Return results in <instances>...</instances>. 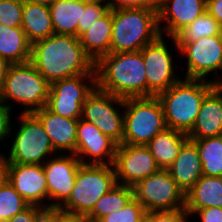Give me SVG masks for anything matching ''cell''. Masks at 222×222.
<instances>
[{
    "instance_id": "1",
    "label": "cell",
    "mask_w": 222,
    "mask_h": 222,
    "mask_svg": "<svg viewBox=\"0 0 222 222\" xmlns=\"http://www.w3.org/2000/svg\"><path fill=\"white\" fill-rule=\"evenodd\" d=\"M30 62L50 83L82 74H96L79 37L53 34L32 44Z\"/></svg>"
},
{
    "instance_id": "2",
    "label": "cell",
    "mask_w": 222,
    "mask_h": 222,
    "mask_svg": "<svg viewBox=\"0 0 222 222\" xmlns=\"http://www.w3.org/2000/svg\"><path fill=\"white\" fill-rule=\"evenodd\" d=\"M100 90L121 98L146 97V68L141 51L109 53L95 63Z\"/></svg>"
},
{
    "instance_id": "3",
    "label": "cell",
    "mask_w": 222,
    "mask_h": 222,
    "mask_svg": "<svg viewBox=\"0 0 222 222\" xmlns=\"http://www.w3.org/2000/svg\"><path fill=\"white\" fill-rule=\"evenodd\" d=\"M216 84L212 80L180 79L156 97L160 100L167 128L188 134L198 116L205 95Z\"/></svg>"
},
{
    "instance_id": "4",
    "label": "cell",
    "mask_w": 222,
    "mask_h": 222,
    "mask_svg": "<svg viewBox=\"0 0 222 222\" xmlns=\"http://www.w3.org/2000/svg\"><path fill=\"white\" fill-rule=\"evenodd\" d=\"M160 35L156 7L112 10L110 53L141 51Z\"/></svg>"
},
{
    "instance_id": "5",
    "label": "cell",
    "mask_w": 222,
    "mask_h": 222,
    "mask_svg": "<svg viewBox=\"0 0 222 222\" xmlns=\"http://www.w3.org/2000/svg\"><path fill=\"white\" fill-rule=\"evenodd\" d=\"M49 92L50 83L30 61L10 64L0 88V101L6 104L13 100L25 107L20 113L31 114L46 106Z\"/></svg>"
},
{
    "instance_id": "6",
    "label": "cell",
    "mask_w": 222,
    "mask_h": 222,
    "mask_svg": "<svg viewBox=\"0 0 222 222\" xmlns=\"http://www.w3.org/2000/svg\"><path fill=\"white\" fill-rule=\"evenodd\" d=\"M116 183L113 165L81 164L72 192L58 210L68 216L85 217Z\"/></svg>"
},
{
    "instance_id": "7",
    "label": "cell",
    "mask_w": 222,
    "mask_h": 222,
    "mask_svg": "<svg viewBox=\"0 0 222 222\" xmlns=\"http://www.w3.org/2000/svg\"><path fill=\"white\" fill-rule=\"evenodd\" d=\"M124 133L121 144L146 145L165 131L164 111L156 97L124 99Z\"/></svg>"
},
{
    "instance_id": "8",
    "label": "cell",
    "mask_w": 222,
    "mask_h": 222,
    "mask_svg": "<svg viewBox=\"0 0 222 222\" xmlns=\"http://www.w3.org/2000/svg\"><path fill=\"white\" fill-rule=\"evenodd\" d=\"M19 128L12 138L7 163L38 164L57 154L40 120L33 114L19 113ZM48 157V158H47Z\"/></svg>"
},
{
    "instance_id": "9",
    "label": "cell",
    "mask_w": 222,
    "mask_h": 222,
    "mask_svg": "<svg viewBox=\"0 0 222 222\" xmlns=\"http://www.w3.org/2000/svg\"><path fill=\"white\" fill-rule=\"evenodd\" d=\"M133 196L146 212L185 210V192L167 169L139 181L133 186Z\"/></svg>"
},
{
    "instance_id": "10",
    "label": "cell",
    "mask_w": 222,
    "mask_h": 222,
    "mask_svg": "<svg viewBox=\"0 0 222 222\" xmlns=\"http://www.w3.org/2000/svg\"><path fill=\"white\" fill-rule=\"evenodd\" d=\"M96 87V74H82L55 81L50 84L46 107L62 117L79 120L83 104Z\"/></svg>"
},
{
    "instance_id": "11",
    "label": "cell",
    "mask_w": 222,
    "mask_h": 222,
    "mask_svg": "<svg viewBox=\"0 0 222 222\" xmlns=\"http://www.w3.org/2000/svg\"><path fill=\"white\" fill-rule=\"evenodd\" d=\"M120 108H124V98L96 87L83 104L81 118L94 124L119 145L124 133V111L120 110V113Z\"/></svg>"
},
{
    "instance_id": "12",
    "label": "cell",
    "mask_w": 222,
    "mask_h": 222,
    "mask_svg": "<svg viewBox=\"0 0 222 222\" xmlns=\"http://www.w3.org/2000/svg\"><path fill=\"white\" fill-rule=\"evenodd\" d=\"M171 40L181 56L187 58L185 78L207 80L210 73L219 76L222 70V35L200 38L193 42ZM220 70V71H218Z\"/></svg>"
},
{
    "instance_id": "13",
    "label": "cell",
    "mask_w": 222,
    "mask_h": 222,
    "mask_svg": "<svg viewBox=\"0 0 222 222\" xmlns=\"http://www.w3.org/2000/svg\"><path fill=\"white\" fill-rule=\"evenodd\" d=\"M146 68V97L168 90L180 78L174 71L173 54L160 35L141 50Z\"/></svg>"
},
{
    "instance_id": "14",
    "label": "cell",
    "mask_w": 222,
    "mask_h": 222,
    "mask_svg": "<svg viewBox=\"0 0 222 222\" xmlns=\"http://www.w3.org/2000/svg\"><path fill=\"white\" fill-rule=\"evenodd\" d=\"M113 166L116 182L130 187L160 169L146 145L119 144Z\"/></svg>"
},
{
    "instance_id": "15",
    "label": "cell",
    "mask_w": 222,
    "mask_h": 222,
    "mask_svg": "<svg viewBox=\"0 0 222 222\" xmlns=\"http://www.w3.org/2000/svg\"><path fill=\"white\" fill-rule=\"evenodd\" d=\"M118 144L82 118L76 130L75 156L83 165H113ZM90 157V159H84Z\"/></svg>"
},
{
    "instance_id": "16",
    "label": "cell",
    "mask_w": 222,
    "mask_h": 222,
    "mask_svg": "<svg viewBox=\"0 0 222 222\" xmlns=\"http://www.w3.org/2000/svg\"><path fill=\"white\" fill-rule=\"evenodd\" d=\"M50 157L43 164L46 175L48 199L55 201L49 204V209H58L70 196L80 160L75 154H62Z\"/></svg>"
},
{
    "instance_id": "17",
    "label": "cell",
    "mask_w": 222,
    "mask_h": 222,
    "mask_svg": "<svg viewBox=\"0 0 222 222\" xmlns=\"http://www.w3.org/2000/svg\"><path fill=\"white\" fill-rule=\"evenodd\" d=\"M7 180L29 205H36L45 210L49 204L48 188L43 165L7 163Z\"/></svg>"
},
{
    "instance_id": "18",
    "label": "cell",
    "mask_w": 222,
    "mask_h": 222,
    "mask_svg": "<svg viewBox=\"0 0 222 222\" xmlns=\"http://www.w3.org/2000/svg\"><path fill=\"white\" fill-rule=\"evenodd\" d=\"M205 11L206 0H159L157 16L160 34L174 37Z\"/></svg>"
},
{
    "instance_id": "19",
    "label": "cell",
    "mask_w": 222,
    "mask_h": 222,
    "mask_svg": "<svg viewBox=\"0 0 222 222\" xmlns=\"http://www.w3.org/2000/svg\"><path fill=\"white\" fill-rule=\"evenodd\" d=\"M42 123L57 153L75 154L78 120L62 117L46 106L33 113Z\"/></svg>"
},
{
    "instance_id": "20",
    "label": "cell",
    "mask_w": 222,
    "mask_h": 222,
    "mask_svg": "<svg viewBox=\"0 0 222 222\" xmlns=\"http://www.w3.org/2000/svg\"><path fill=\"white\" fill-rule=\"evenodd\" d=\"M189 139L222 135V88L216 84L204 97Z\"/></svg>"
},
{
    "instance_id": "21",
    "label": "cell",
    "mask_w": 222,
    "mask_h": 222,
    "mask_svg": "<svg viewBox=\"0 0 222 222\" xmlns=\"http://www.w3.org/2000/svg\"><path fill=\"white\" fill-rule=\"evenodd\" d=\"M169 174L186 193L202 177V163L196 144L188 139L175 161L167 168Z\"/></svg>"
},
{
    "instance_id": "22",
    "label": "cell",
    "mask_w": 222,
    "mask_h": 222,
    "mask_svg": "<svg viewBox=\"0 0 222 222\" xmlns=\"http://www.w3.org/2000/svg\"><path fill=\"white\" fill-rule=\"evenodd\" d=\"M222 208V177L202 175L195 185L185 193V212L192 217L199 209Z\"/></svg>"
},
{
    "instance_id": "23",
    "label": "cell",
    "mask_w": 222,
    "mask_h": 222,
    "mask_svg": "<svg viewBox=\"0 0 222 222\" xmlns=\"http://www.w3.org/2000/svg\"><path fill=\"white\" fill-rule=\"evenodd\" d=\"M111 38L112 10H109L79 36V41L86 54L96 63L110 53Z\"/></svg>"
},
{
    "instance_id": "24",
    "label": "cell",
    "mask_w": 222,
    "mask_h": 222,
    "mask_svg": "<svg viewBox=\"0 0 222 222\" xmlns=\"http://www.w3.org/2000/svg\"><path fill=\"white\" fill-rule=\"evenodd\" d=\"M32 44L21 27L0 24V57L9 64L30 61Z\"/></svg>"
},
{
    "instance_id": "25",
    "label": "cell",
    "mask_w": 222,
    "mask_h": 222,
    "mask_svg": "<svg viewBox=\"0 0 222 222\" xmlns=\"http://www.w3.org/2000/svg\"><path fill=\"white\" fill-rule=\"evenodd\" d=\"M189 139L184 132L167 128L157 134L146 146L160 169H167L177 158L183 144Z\"/></svg>"
},
{
    "instance_id": "26",
    "label": "cell",
    "mask_w": 222,
    "mask_h": 222,
    "mask_svg": "<svg viewBox=\"0 0 222 222\" xmlns=\"http://www.w3.org/2000/svg\"><path fill=\"white\" fill-rule=\"evenodd\" d=\"M21 28L31 44L53 35L49 7L24 1Z\"/></svg>"
},
{
    "instance_id": "27",
    "label": "cell",
    "mask_w": 222,
    "mask_h": 222,
    "mask_svg": "<svg viewBox=\"0 0 222 222\" xmlns=\"http://www.w3.org/2000/svg\"><path fill=\"white\" fill-rule=\"evenodd\" d=\"M49 11L54 34L77 36L78 20L82 17V0H55Z\"/></svg>"
},
{
    "instance_id": "28",
    "label": "cell",
    "mask_w": 222,
    "mask_h": 222,
    "mask_svg": "<svg viewBox=\"0 0 222 222\" xmlns=\"http://www.w3.org/2000/svg\"><path fill=\"white\" fill-rule=\"evenodd\" d=\"M133 197V187L116 183L95 203L84 219L87 222H98L102 217L121 210Z\"/></svg>"
},
{
    "instance_id": "29",
    "label": "cell",
    "mask_w": 222,
    "mask_h": 222,
    "mask_svg": "<svg viewBox=\"0 0 222 222\" xmlns=\"http://www.w3.org/2000/svg\"><path fill=\"white\" fill-rule=\"evenodd\" d=\"M190 140L198 149L203 175L222 177V135Z\"/></svg>"
},
{
    "instance_id": "30",
    "label": "cell",
    "mask_w": 222,
    "mask_h": 222,
    "mask_svg": "<svg viewBox=\"0 0 222 222\" xmlns=\"http://www.w3.org/2000/svg\"><path fill=\"white\" fill-rule=\"evenodd\" d=\"M222 26L207 11L192 23L181 29L175 36L176 42H193L200 38L221 35Z\"/></svg>"
},
{
    "instance_id": "31",
    "label": "cell",
    "mask_w": 222,
    "mask_h": 222,
    "mask_svg": "<svg viewBox=\"0 0 222 222\" xmlns=\"http://www.w3.org/2000/svg\"><path fill=\"white\" fill-rule=\"evenodd\" d=\"M29 204L6 180L0 186V219L7 221L22 212Z\"/></svg>"
},
{
    "instance_id": "32",
    "label": "cell",
    "mask_w": 222,
    "mask_h": 222,
    "mask_svg": "<svg viewBox=\"0 0 222 222\" xmlns=\"http://www.w3.org/2000/svg\"><path fill=\"white\" fill-rule=\"evenodd\" d=\"M108 11L106 0H82V17L78 20L77 37Z\"/></svg>"
},
{
    "instance_id": "33",
    "label": "cell",
    "mask_w": 222,
    "mask_h": 222,
    "mask_svg": "<svg viewBox=\"0 0 222 222\" xmlns=\"http://www.w3.org/2000/svg\"><path fill=\"white\" fill-rule=\"evenodd\" d=\"M145 214L146 211L141 203L133 197L121 210L102 217L98 222H137Z\"/></svg>"
},
{
    "instance_id": "34",
    "label": "cell",
    "mask_w": 222,
    "mask_h": 222,
    "mask_svg": "<svg viewBox=\"0 0 222 222\" xmlns=\"http://www.w3.org/2000/svg\"><path fill=\"white\" fill-rule=\"evenodd\" d=\"M24 0H0V24L22 26Z\"/></svg>"
},
{
    "instance_id": "35",
    "label": "cell",
    "mask_w": 222,
    "mask_h": 222,
    "mask_svg": "<svg viewBox=\"0 0 222 222\" xmlns=\"http://www.w3.org/2000/svg\"><path fill=\"white\" fill-rule=\"evenodd\" d=\"M188 219L185 210L147 212V222H188Z\"/></svg>"
},
{
    "instance_id": "36",
    "label": "cell",
    "mask_w": 222,
    "mask_h": 222,
    "mask_svg": "<svg viewBox=\"0 0 222 222\" xmlns=\"http://www.w3.org/2000/svg\"><path fill=\"white\" fill-rule=\"evenodd\" d=\"M109 10L158 7L159 0H106Z\"/></svg>"
},
{
    "instance_id": "37",
    "label": "cell",
    "mask_w": 222,
    "mask_h": 222,
    "mask_svg": "<svg viewBox=\"0 0 222 222\" xmlns=\"http://www.w3.org/2000/svg\"><path fill=\"white\" fill-rule=\"evenodd\" d=\"M12 104H5L3 101H0V142L7 137H12V124L11 122V110Z\"/></svg>"
},
{
    "instance_id": "38",
    "label": "cell",
    "mask_w": 222,
    "mask_h": 222,
    "mask_svg": "<svg viewBox=\"0 0 222 222\" xmlns=\"http://www.w3.org/2000/svg\"><path fill=\"white\" fill-rule=\"evenodd\" d=\"M44 210L45 209L42 207L29 205L22 212L17 213L14 217L5 222H35Z\"/></svg>"
},
{
    "instance_id": "39",
    "label": "cell",
    "mask_w": 222,
    "mask_h": 222,
    "mask_svg": "<svg viewBox=\"0 0 222 222\" xmlns=\"http://www.w3.org/2000/svg\"><path fill=\"white\" fill-rule=\"evenodd\" d=\"M194 214L199 216L200 222H222L221 207L199 209Z\"/></svg>"
},
{
    "instance_id": "40",
    "label": "cell",
    "mask_w": 222,
    "mask_h": 222,
    "mask_svg": "<svg viewBox=\"0 0 222 222\" xmlns=\"http://www.w3.org/2000/svg\"><path fill=\"white\" fill-rule=\"evenodd\" d=\"M206 11L222 26V0H207Z\"/></svg>"
},
{
    "instance_id": "41",
    "label": "cell",
    "mask_w": 222,
    "mask_h": 222,
    "mask_svg": "<svg viewBox=\"0 0 222 222\" xmlns=\"http://www.w3.org/2000/svg\"><path fill=\"white\" fill-rule=\"evenodd\" d=\"M35 222H57V209L44 210Z\"/></svg>"
},
{
    "instance_id": "42",
    "label": "cell",
    "mask_w": 222,
    "mask_h": 222,
    "mask_svg": "<svg viewBox=\"0 0 222 222\" xmlns=\"http://www.w3.org/2000/svg\"><path fill=\"white\" fill-rule=\"evenodd\" d=\"M57 222H87L84 217L68 216L57 209Z\"/></svg>"
},
{
    "instance_id": "43",
    "label": "cell",
    "mask_w": 222,
    "mask_h": 222,
    "mask_svg": "<svg viewBox=\"0 0 222 222\" xmlns=\"http://www.w3.org/2000/svg\"><path fill=\"white\" fill-rule=\"evenodd\" d=\"M7 180V162L4 156L0 158V186Z\"/></svg>"
},
{
    "instance_id": "44",
    "label": "cell",
    "mask_w": 222,
    "mask_h": 222,
    "mask_svg": "<svg viewBox=\"0 0 222 222\" xmlns=\"http://www.w3.org/2000/svg\"><path fill=\"white\" fill-rule=\"evenodd\" d=\"M9 66H10V64L6 60H4L2 57H0V88H1L3 81L6 77V73H7Z\"/></svg>"
},
{
    "instance_id": "45",
    "label": "cell",
    "mask_w": 222,
    "mask_h": 222,
    "mask_svg": "<svg viewBox=\"0 0 222 222\" xmlns=\"http://www.w3.org/2000/svg\"><path fill=\"white\" fill-rule=\"evenodd\" d=\"M24 1L49 7L55 0H24Z\"/></svg>"
},
{
    "instance_id": "46",
    "label": "cell",
    "mask_w": 222,
    "mask_h": 222,
    "mask_svg": "<svg viewBox=\"0 0 222 222\" xmlns=\"http://www.w3.org/2000/svg\"><path fill=\"white\" fill-rule=\"evenodd\" d=\"M212 82L215 84H218L222 88V79L219 77L216 79V77L212 78Z\"/></svg>"
},
{
    "instance_id": "47",
    "label": "cell",
    "mask_w": 222,
    "mask_h": 222,
    "mask_svg": "<svg viewBox=\"0 0 222 222\" xmlns=\"http://www.w3.org/2000/svg\"><path fill=\"white\" fill-rule=\"evenodd\" d=\"M137 222H147V212H146L145 216Z\"/></svg>"
}]
</instances>
